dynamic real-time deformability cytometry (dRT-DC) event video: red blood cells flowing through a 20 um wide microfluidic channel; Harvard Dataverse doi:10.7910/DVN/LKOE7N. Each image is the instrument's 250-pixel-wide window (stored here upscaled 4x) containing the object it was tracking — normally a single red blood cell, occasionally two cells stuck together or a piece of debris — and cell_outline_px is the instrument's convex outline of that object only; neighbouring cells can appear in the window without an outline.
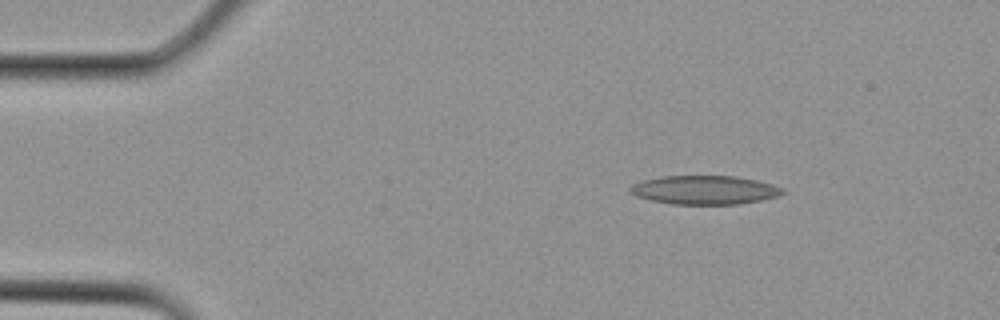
{"species": "Egyptian fruit bat (a non-hibernating species)", "species_latin": "Rousettus aegyptiacus", "temperature_condition": "cold", "stored_images_in_passage": 2, "camera_frame_rate_fps": 3000, "um_per_image_px": 0.085, "animal": {"sex": "female"}, "frame": {"image": 1, "passage_image": 1, "time_ms": 0.0, "image_size_px": [1000, 320], "cell_outline_px": [[784, 192], [780, 196], [764, 200], [740, 204], [672, 204], [652, 200], [636, 196], [628, 192], [628, 188], [632, 184], [644, 180], [664, 176], [736, 176], [756, 180], [772, 184], [784, 188]], "centroid_in_image_um": [59.92, 16.15], "position_along_channel_um": 25.1, "area_um2": 25.72}}